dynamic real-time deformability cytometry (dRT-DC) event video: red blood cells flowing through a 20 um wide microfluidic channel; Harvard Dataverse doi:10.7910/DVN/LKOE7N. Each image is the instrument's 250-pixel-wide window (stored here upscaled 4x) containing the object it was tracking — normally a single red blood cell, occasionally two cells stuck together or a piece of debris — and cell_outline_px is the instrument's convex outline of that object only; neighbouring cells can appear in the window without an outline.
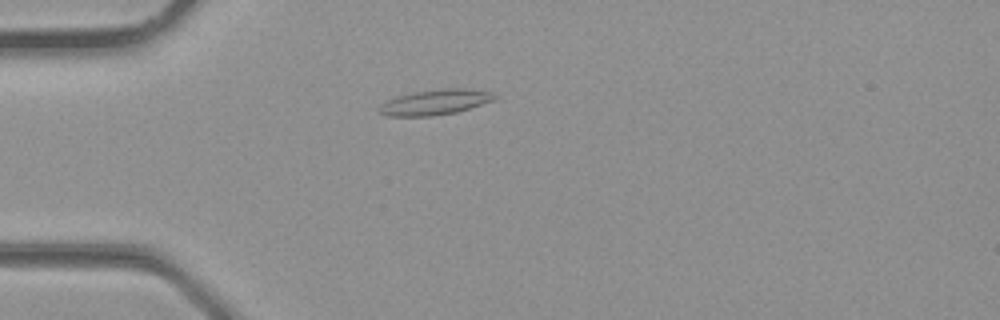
{"species": "common noctule bat (a hibernating species)", "species_latin": "Nyctalus noctula", "temperature_condition": "room temperature", "stored_images_in_passage": 3, "camera_frame_rate_fps": 3000, "um_per_image_px": 0.085, "animal": {"sex": "male", "body_mass_g": 23.1, "forearm_length_mm": 52.7}, "frame": {"image": 1, "passage_image": 3, "time_ms": 0.667, "image_size_px": [1000, 320], "cell_outline_px": [[500, 96], [496, 100], [456, 112], [432, 116], [384, 116], [380, 112], [380, 104], [396, 96], [416, 92], [440, 88], [464, 88], [492, 92]], "centroid_in_image_um": [37.04, 8.68], "position_along_channel_um": 48.0, "area_um2": 17.11}}